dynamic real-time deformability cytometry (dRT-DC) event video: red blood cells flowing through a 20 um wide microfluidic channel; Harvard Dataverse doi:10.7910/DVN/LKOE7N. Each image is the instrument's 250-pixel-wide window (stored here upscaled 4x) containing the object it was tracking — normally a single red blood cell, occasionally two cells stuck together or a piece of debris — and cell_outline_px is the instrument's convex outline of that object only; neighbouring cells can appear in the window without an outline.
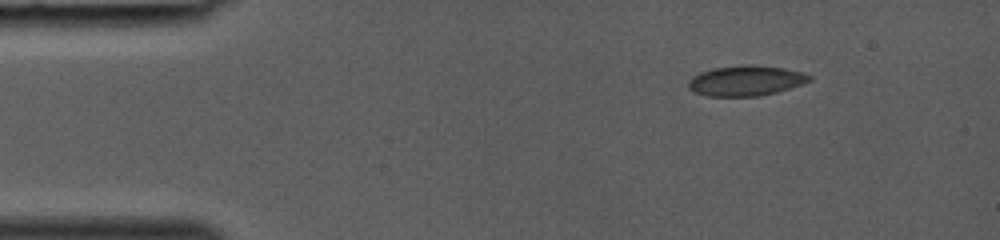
{"species": "common noctule bat (a hibernating species)", "species_latin": "Nyctalus noctula", "temperature_condition": "room temperature", "stored_images_in_passage": 34, "camera_frame_rate_fps": 3000, "um_per_image_px": 0.085, "animal": {"sex": "female", "body_mass_g": 19.0, "forearm_length_mm": 53.3}, "frame": {"image": 1, "passage_image": 1, "time_ms": 0.0, "image_size_px": [1000, 240], "cell_outline_px": [[812, 80], [804, 84], [776, 92], [760, 96], [708, 96], [696, 92], [688, 88], [688, 80], [692, 76], [700, 72], [712, 68], [740, 64], [752, 64], [784, 68], [804, 72], [812, 76]], "centroid_in_image_um": [63.42, 6.84], "position_along_channel_um": 21.6, "area_um2": 21.68}}
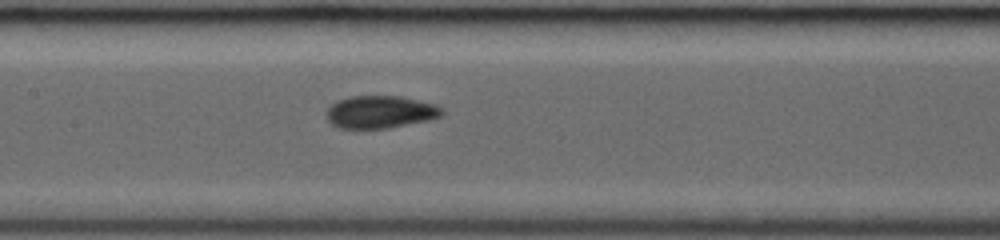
{"frame": {"image": 2, "passage_image": 15, "time_ms": 4.667, "image_size_px": [1000, 240], "cell_outline_px": [[444, 116], [428, 120], [388, 128], [340, 128], [332, 124], [328, 120], [324, 112], [336, 100], [352, 96], [400, 96], [436, 104], [444, 108]], "centroid_in_image_um": [32.34, 9.51], "position_along_channel_um": 175.1, "area_um2": 22.08}}
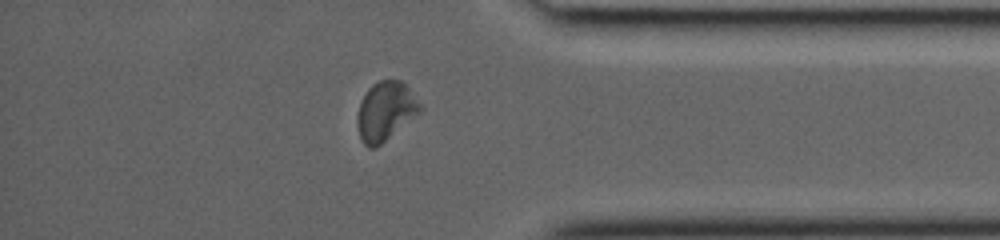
{"frame": {"image": 3, "passage_image": 29, "time_ms": 9.333, "image_size_px": [1000, 240], "cell_outline_px": [[424, 108], [420, 112], [376, 148], [368, 148], [360, 140], [356, 124], [356, 116], [360, 104], [368, 88], [372, 84], [380, 80], [400, 80], [408, 88]], "centroid_in_image_um": [32.74, 9.47], "position_along_channel_um": 402.5, "area_um2": 21.5}}